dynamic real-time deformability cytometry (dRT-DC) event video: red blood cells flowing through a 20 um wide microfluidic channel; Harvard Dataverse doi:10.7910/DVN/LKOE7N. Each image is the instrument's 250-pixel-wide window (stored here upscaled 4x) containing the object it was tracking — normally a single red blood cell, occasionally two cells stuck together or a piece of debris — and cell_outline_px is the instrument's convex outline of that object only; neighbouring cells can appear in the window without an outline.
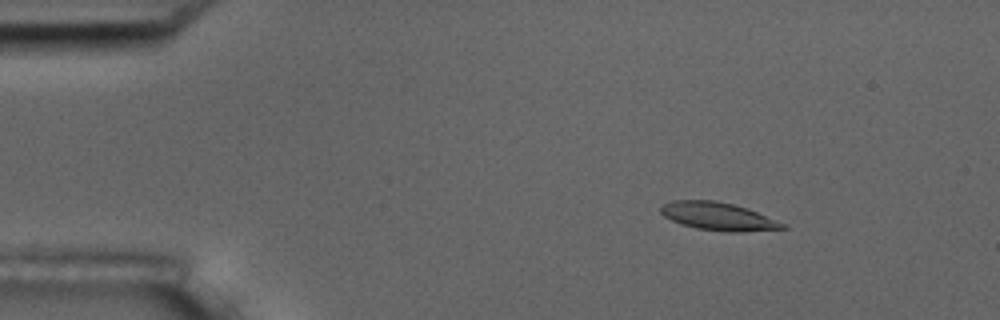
{"species": "common noctule bat (a hibernating species)", "species_latin": "Nyctalus noctula", "temperature_condition": "room temperature", "stored_images_in_passage": 4, "camera_frame_rate_fps": 3000, "um_per_image_px": 0.085, "animal": {"sex": "male", "body_mass_g": 17.5, "forearm_length_mm": 52.3}, "frame": {"image": 1, "passage_image": 2, "time_ms": 1.0, "image_size_px": [1000, 320], "cell_outline_px": [[788, 228], [740, 232], [728, 232], [696, 228], [680, 224], [664, 216], [660, 212], [660, 208], [664, 204], [672, 200], [716, 200], [732, 204], [756, 212], [788, 224]], "centroid_in_image_um": [61.05, 18.4], "position_along_channel_um": 24.0, "area_um2": 19.77}}